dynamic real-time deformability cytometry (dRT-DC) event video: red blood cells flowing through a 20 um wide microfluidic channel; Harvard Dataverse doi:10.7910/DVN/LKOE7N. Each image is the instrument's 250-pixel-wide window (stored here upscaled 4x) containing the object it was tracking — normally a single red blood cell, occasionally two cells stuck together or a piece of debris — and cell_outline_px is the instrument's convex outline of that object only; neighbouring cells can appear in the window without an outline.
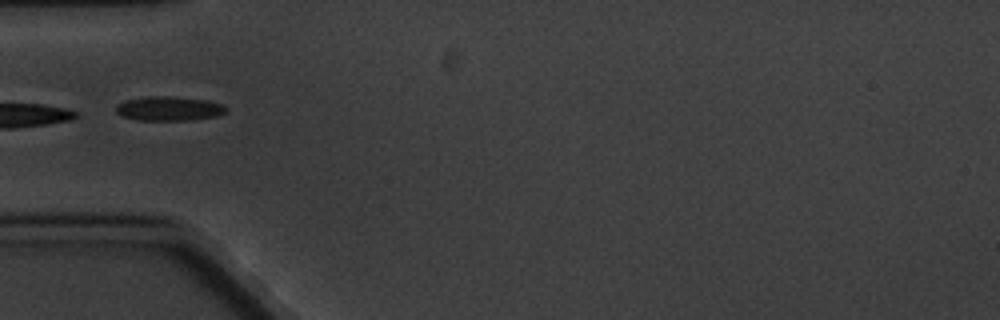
{"species": "common noctule bat (a hibernating species)", "species_latin": "Nyctalus noctula", "temperature_condition": "cold", "stored_images_in_passage": 11, "camera_frame_rate_fps": 3000, "um_per_image_px": 0.085, "animal": {"sex": "male", "body_mass_g": 20.1, "forearm_length_mm": 53.5}, "frame": {"image": 1, "passage_image": 5, "time_ms": 5.667, "image_size_px": [1000, 320], "cell_outline_px": [[228, 108], [224, 112], [216, 116], [192, 120], [136, 120], [120, 116], [116, 112], [116, 104], [124, 100], [148, 96], [168, 96], [204, 100], [224, 104]], "centroid_in_image_um": [14.32, 9.23], "position_along_channel_um": 70.7, "area_um2": 15.66}}